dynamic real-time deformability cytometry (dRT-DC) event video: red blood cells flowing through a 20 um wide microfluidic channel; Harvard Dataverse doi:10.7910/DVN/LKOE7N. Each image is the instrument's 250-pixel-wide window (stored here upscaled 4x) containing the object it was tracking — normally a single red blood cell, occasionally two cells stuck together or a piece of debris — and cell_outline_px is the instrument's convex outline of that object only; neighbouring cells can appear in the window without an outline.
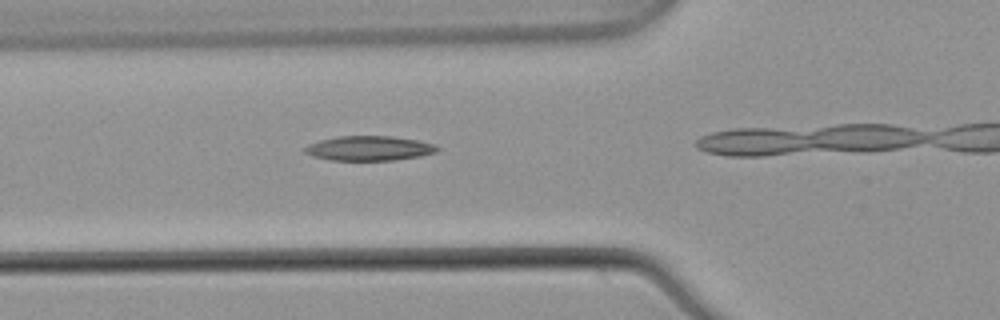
{"species": "common noctule bat (a hibernating species)", "species_latin": "Nyctalus noctula", "temperature_condition": "warm", "stored_images_in_passage": 10, "camera_frame_rate_fps": 3000, "um_per_image_px": 0.085, "animal": {"sex": "male", "body_mass_g": 21.5, "forearm_length_mm": 52.0}, "frame": {"image": 1, "passage_image": 4, "time_ms": 1.0, "image_size_px": [1000, 320], "cell_outline_px": [[440, 148], [436, 152], [420, 156], [392, 160], [328, 160], [312, 156], [304, 152], [304, 148], [308, 144], [320, 140], [336, 136], [392, 136], [416, 140], [436, 144]], "centroid_in_image_um": [31.36, 12.6], "position_along_channel_um": 94.4, "area_um2": 19.07}}